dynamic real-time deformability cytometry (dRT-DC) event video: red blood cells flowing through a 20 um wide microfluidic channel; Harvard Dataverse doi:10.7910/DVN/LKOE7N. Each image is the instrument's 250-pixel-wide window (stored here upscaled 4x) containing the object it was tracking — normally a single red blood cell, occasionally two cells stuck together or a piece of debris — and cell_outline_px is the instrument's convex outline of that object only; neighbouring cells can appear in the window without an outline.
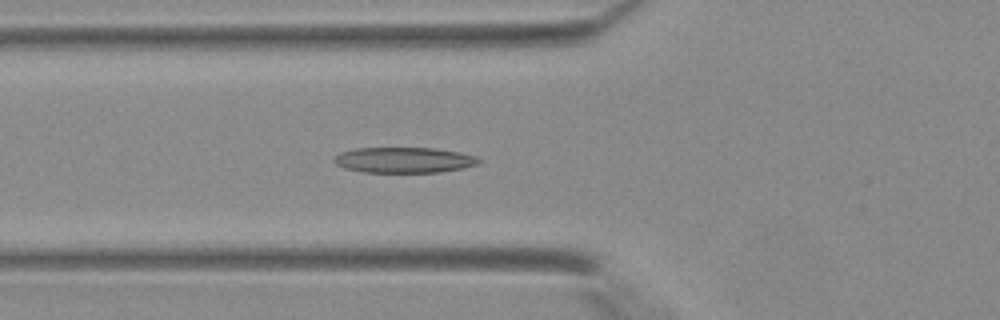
{"species": "Egyptian fruit bat (a non-hibernating species)", "species_latin": "Rousettus aegyptiacus", "temperature_condition": "warm", "stored_images_in_passage": 40, "segment_of_instrument_passage": [1, 2], "camera_frame_rate_fps": 3000, "um_per_image_px": 0.085, "animal": {"sex": "female"}, "frame": {"image": 1, "passage_image": 13, "time_ms": 4.0, "image_size_px": [1000, 320], "cell_outline_px": [[484, 160], [480, 164], [464, 168], [440, 172], [364, 172], [344, 168], [336, 164], [332, 160], [340, 152], [356, 148], [432, 148], [456, 152], [476, 156]], "centroid_in_image_um": [34.36, 13.61], "position_along_channel_um": 91.4, "area_um2": 21.62}}
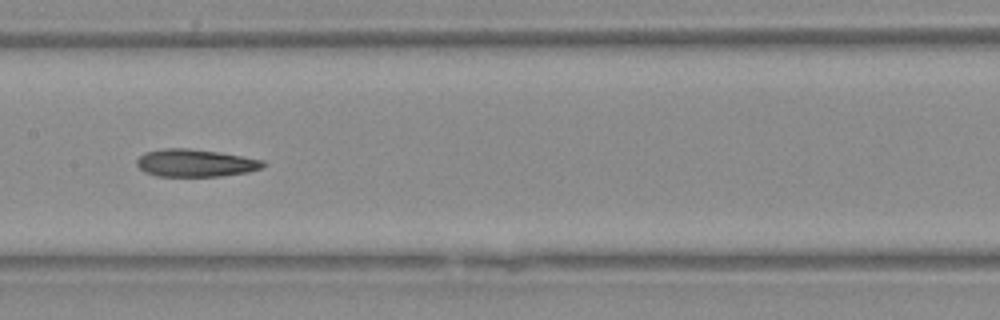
{"frame": {"image": 2, "passage_image": 19, "time_ms": 6.0, "image_size_px": [1000, 320], "cell_outline_px": [[268, 164], [260, 168], [248, 172], [220, 176], [156, 176], [144, 172], [136, 164], [136, 160], [140, 156], [148, 152], [164, 148], [188, 148], [220, 152], [264, 160]], "centroid_in_image_um": [16.62, 13.85], "position_along_channel_um": 190.8, "area_um2": 20.29}}
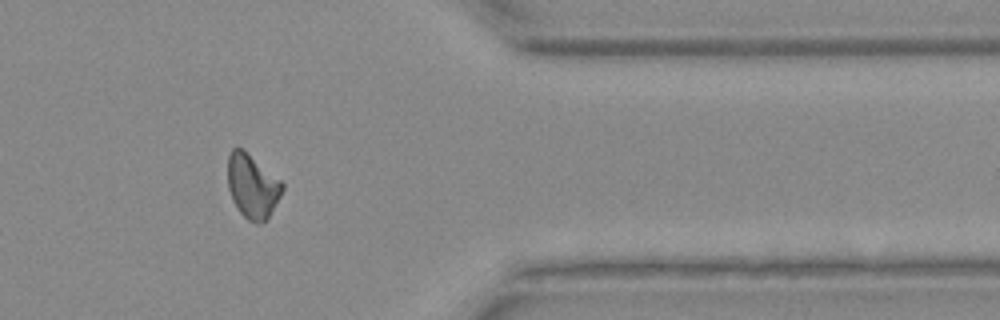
{"frame": {"image": 3, "passage_image": 32, "time_ms": 10.333, "image_size_px": [1000, 320], "cell_outline_px": [[284, 188], [280, 196], [268, 216], [260, 224], [256, 224], [248, 220], [240, 212], [232, 200], [228, 188], [228, 156], [232, 148], [244, 148], [280, 180], [284, 184]], "centroid_in_image_um": [21.43, 15.8], "position_along_channel_um": 390.0, "area_um2": 20.29}}